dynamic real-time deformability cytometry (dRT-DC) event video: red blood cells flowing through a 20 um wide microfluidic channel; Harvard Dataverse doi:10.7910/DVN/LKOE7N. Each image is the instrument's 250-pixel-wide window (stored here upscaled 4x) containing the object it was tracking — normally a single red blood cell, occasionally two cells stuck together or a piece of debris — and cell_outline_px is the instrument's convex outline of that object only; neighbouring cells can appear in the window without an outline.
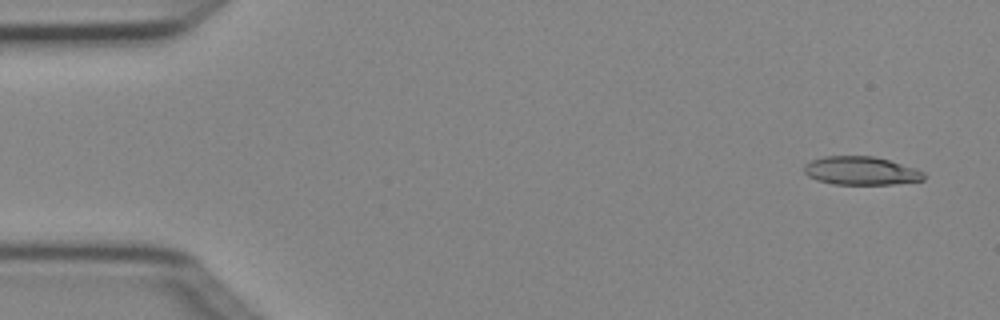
{"species": "Egyptian fruit bat (a non-hibernating species)", "species_latin": "Rousettus aegyptiacus", "temperature_condition": "cold", "stored_images_in_passage": 2, "segment_of_instrument_passage": [2, 2], "camera_frame_rate_fps": 3000, "um_per_image_px": 0.085, "animal": {"sex": "female"}, "frame": {"image": 1, "passage_image": 2, "time_ms": 0.333, "image_size_px": [1000, 320], "cell_outline_px": [[924, 180], [892, 184], [832, 184], [816, 180], [808, 176], [804, 172], [804, 164], [812, 160], [824, 156], [872, 156], [888, 160], [916, 168], [924, 172]], "centroid_in_image_um": [73.16, 14.51], "position_along_channel_um": 11.8, "area_um2": 19.77}}